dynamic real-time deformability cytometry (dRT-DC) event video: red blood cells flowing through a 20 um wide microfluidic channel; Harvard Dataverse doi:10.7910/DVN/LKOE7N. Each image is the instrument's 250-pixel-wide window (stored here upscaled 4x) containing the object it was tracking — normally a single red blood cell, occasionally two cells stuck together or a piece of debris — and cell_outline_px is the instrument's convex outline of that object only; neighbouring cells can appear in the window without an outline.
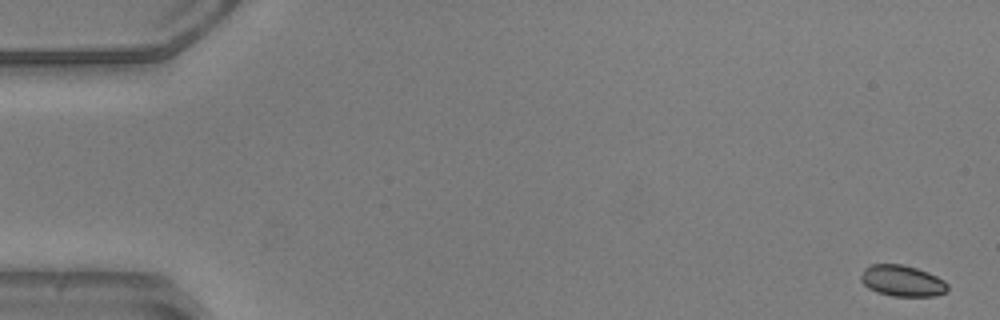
{"species": "common noctule bat (a hibernating species)", "species_latin": "Nyctalus noctula", "temperature_condition": "warm", "stored_images_in_passage": 52, "camera_frame_rate_fps": 3000, "um_per_image_px": 0.085, "animal": {"sex": "male", "body_mass_g": 20.5, "forearm_length_mm": 52.5}, "frame": {"image": 1, "passage_image": 1, "time_ms": 0.0, "image_size_px": [1000, 320], "cell_outline_px": [[948, 292], [936, 296], [892, 296], [876, 292], [868, 288], [860, 280], [860, 276], [864, 268], [872, 264], [900, 264], [916, 268], [928, 272], [944, 280], [948, 284]], "centroid_in_image_um": [76.7, 23.88], "position_along_channel_um": 8.3, "area_um2": 15.9}}
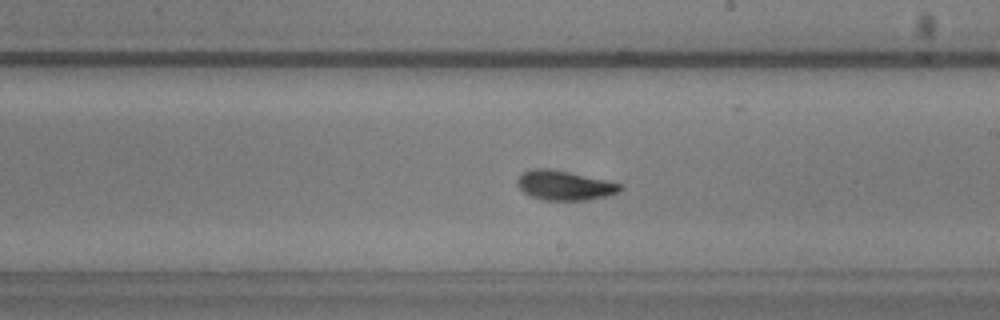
{"frame": {"image": 2, "passage_image": 30, "time_ms": 9.667, "image_size_px": [1000, 320], "cell_outline_px": [[624, 188], [620, 192], [608, 196], [588, 200], [544, 200], [532, 196], [524, 192], [516, 184], [516, 180], [520, 172], [532, 168], [548, 168], [568, 172], [604, 180], [620, 184]], "centroid_in_image_um": [47.95, 15.75], "position_along_channel_um": 241.1, "area_um2": 17.74}}
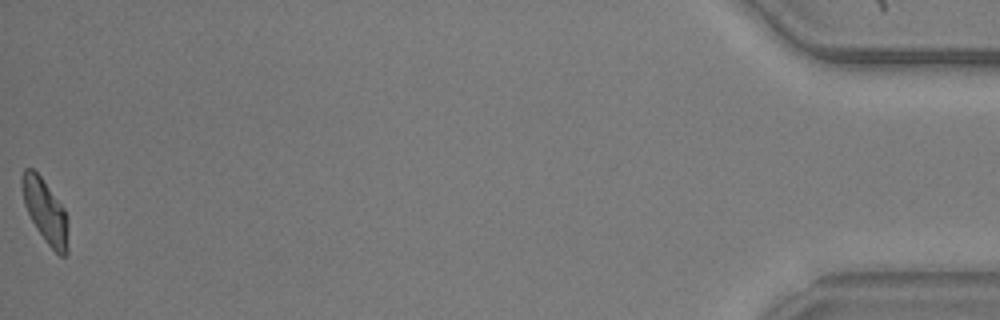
{"frame": {"image": 3, "passage_image": 52, "time_ms": 17.0, "image_size_px": [1000, 320], "cell_outline_px": [[68, 252], [64, 256], [60, 256], [48, 244], [36, 228], [24, 204], [20, 184], [20, 176], [24, 168], [32, 168], [40, 176], [64, 208], [68, 216]], "centroid_in_image_um": [3.85, 17.93], "position_along_channel_um": 431.4, "area_um2": 17.17}, "authors_computed_cell_mechanics": {"area_um2": 17.1666, "velocity_mm_per_s": 3.9235, "shape_relaxation_time_tau1_ms": 2.0943, "shape_relaxation_time_tau2_ms": 1.2867, "deformation_change_tau1": 0.1126, "deformation_change_tau2": 0.0446}}